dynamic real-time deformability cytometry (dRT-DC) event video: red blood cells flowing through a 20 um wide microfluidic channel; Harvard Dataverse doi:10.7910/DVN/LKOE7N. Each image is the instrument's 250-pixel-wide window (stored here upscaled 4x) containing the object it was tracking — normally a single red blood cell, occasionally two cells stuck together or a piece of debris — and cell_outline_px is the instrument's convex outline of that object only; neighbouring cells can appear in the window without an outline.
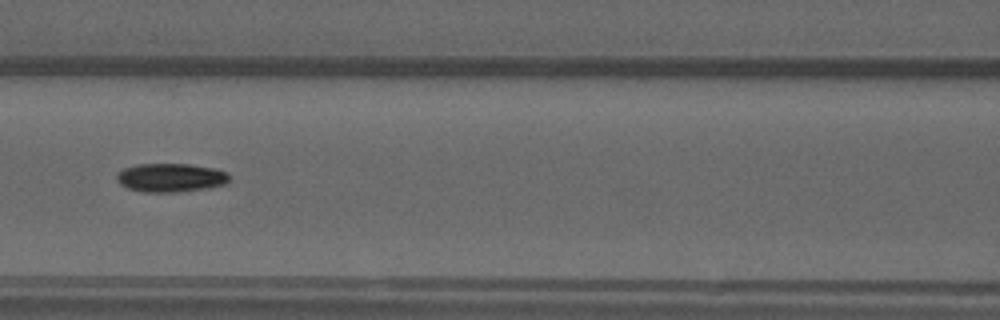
{"species": "common noctule bat (a hibernating species)", "species_latin": "Nyctalus noctula", "temperature_condition": "warm", "stored_images_in_passage": 41, "camera_frame_rate_fps": 3000, "um_per_image_px": 0.085, "animal": {"sex": "male", "forearm_length_mm": 52.5}, "frame": {"image": 1, "passage_image": 20, "time_ms": 6.333, "image_size_px": [1000, 320], "cell_outline_px": [[228, 180], [224, 184], [212, 188], [176, 192], [144, 192], [128, 188], [120, 184], [116, 180], [116, 176], [124, 168], [136, 164], [188, 164], [216, 168], [228, 172]], "centroid_in_image_um": [14.52, 15.1], "position_along_channel_um": 152.1, "area_um2": 18.9}}
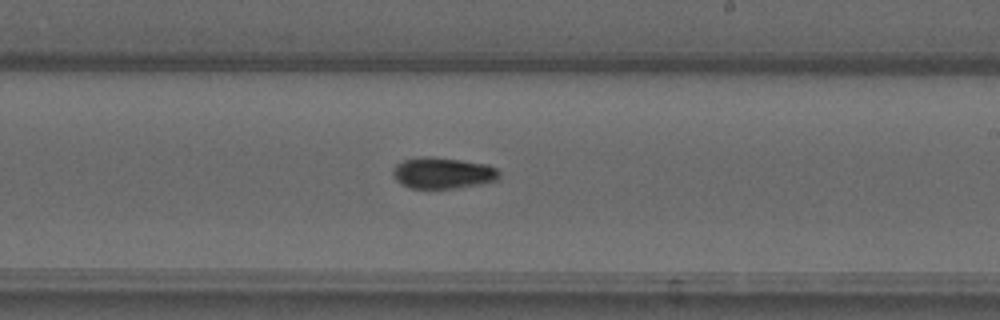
{"frame": {"image": 2, "passage_image": 28, "time_ms": 9.0, "image_size_px": [1000, 320], "cell_outline_px": [[500, 176], [496, 180], [480, 184], [452, 188], [408, 188], [400, 184], [396, 180], [392, 172], [392, 168], [396, 164], [404, 160], [420, 156], [432, 156], [488, 164], [496, 168], [500, 172]], "centroid_in_image_um": [37.61, 14.69], "position_along_channel_um": 251.4, "area_um2": 19.48}}
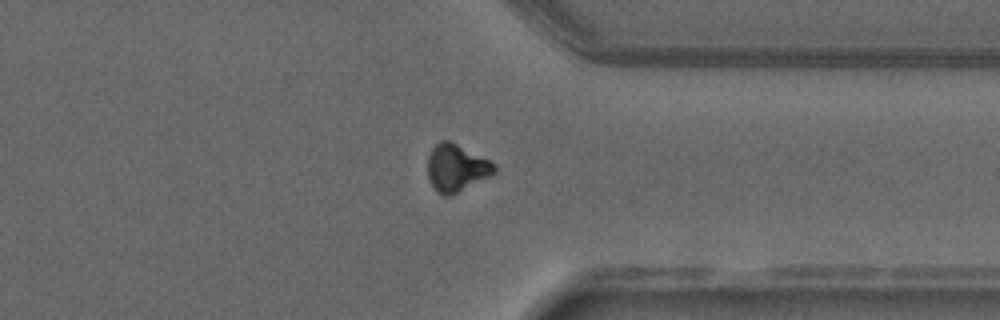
{"frame": {"image": 3, "passage_image": 38, "time_ms": 12.333, "image_size_px": [1000, 320], "cell_outline_px": [[496, 172], [452, 196], [444, 196], [436, 192], [428, 176], [428, 156], [432, 148], [440, 140], [448, 140], [496, 164]], "centroid_in_image_um": [38.77, 14.29], "position_along_channel_um": 372.6, "area_um2": 18.15}}